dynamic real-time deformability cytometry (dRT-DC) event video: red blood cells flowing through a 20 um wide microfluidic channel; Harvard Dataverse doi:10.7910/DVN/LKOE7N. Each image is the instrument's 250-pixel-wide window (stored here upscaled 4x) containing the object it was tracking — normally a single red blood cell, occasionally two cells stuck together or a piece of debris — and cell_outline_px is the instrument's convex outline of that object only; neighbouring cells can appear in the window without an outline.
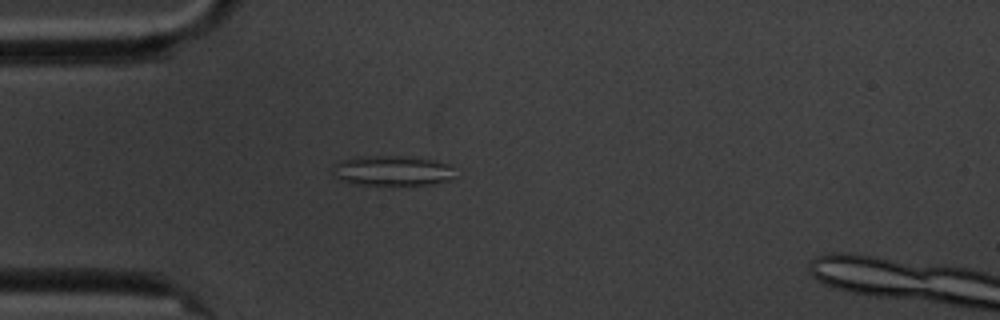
{"species": "common noctule bat (a hibernating species)", "species_latin": "Nyctalus noctula", "temperature_condition": "cold", "stored_images_in_passage": 1, "camera_frame_rate_fps": 3000, "um_per_image_px": 0.085, "animal": {"sex": "male", "body_mass_g": 20.1, "forearm_length_mm": 53.5}, "frame": {"image": 1, "passage_image": 1, "time_ms": 0.0, "image_size_px": [1000, 320], "cell_outline_px": [[456, 176], [452, 180], [432, 184], [352, 184], [340, 180], [332, 172], [336, 164], [340, 160], [360, 156], [408, 156], [436, 160], [448, 164], [452, 168]], "centroid_in_image_um": [33.38, 14.5], "position_along_channel_um": 51.6, "area_um2": 21.5}}